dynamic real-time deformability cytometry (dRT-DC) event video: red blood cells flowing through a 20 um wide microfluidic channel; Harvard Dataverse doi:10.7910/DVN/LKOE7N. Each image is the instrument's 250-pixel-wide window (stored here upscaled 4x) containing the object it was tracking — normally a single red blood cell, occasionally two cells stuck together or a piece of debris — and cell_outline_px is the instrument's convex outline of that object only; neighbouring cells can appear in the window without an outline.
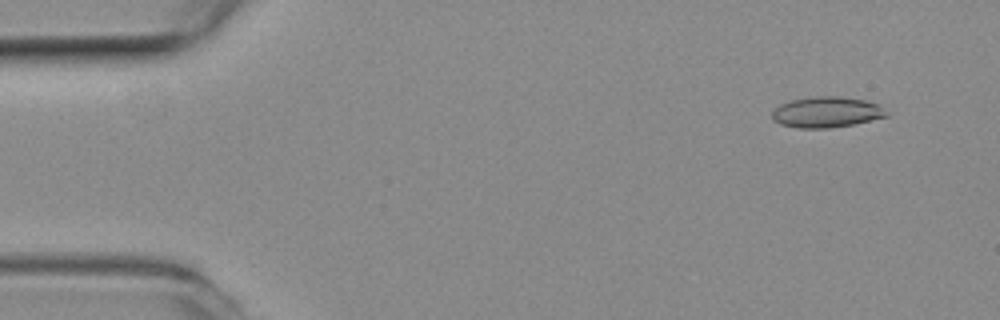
{"species": "common noctule bat (a hibernating species)", "species_latin": "Nyctalus noctula", "temperature_condition": "room temperature", "stored_images_in_passage": 27, "camera_frame_rate_fps": 3000, "um_per_image_px": 0.085, "animal": {"sex": "female", "body_mass_g": 19.3, "forearm_length_mm": 54.1}, "frame": {"image": 1, "passage_image": 4, "time_ms": 1.0, "image_size_px": [1000, 320], "cell_outline_px": [[888, 116], [852, 124], [828, 128], [796, 128], [780, 124], [772, 120], [772, 112], [780, 104], [792, 100], [816, 96], [840, 96], [864, 100], [876, 104]], "centroid_in_image_um": [70.18, 9.53], "position_along_channel_um": 14.8, "area_um2": 20.17}}
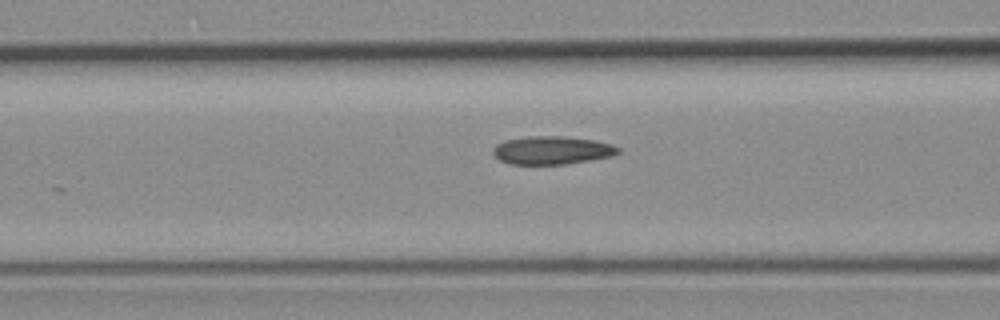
{"frame": {"image": 2, "passage_image": 21, "time_ms": 6.667, "image_size_px": [1000, 320], "cell_outline_px": [[620, 152], [612, 156], [564, 164], [508, 164], [500, 160], [492, 152], [492, 148], [496, 144], [504, 140], [528, 136], [564, 136], [596, 140], [612, 144], [620, 148]], "centroid_in_image_um": [46.91, 12.76], "position_along_channel_um": 119.7, "area_um2": 20.63}}
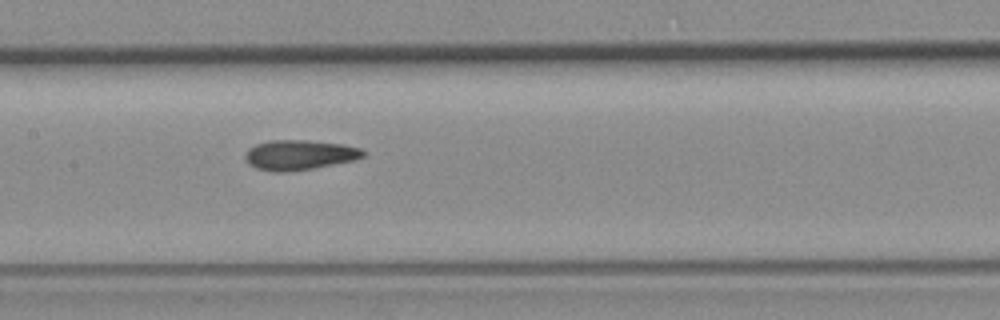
{"frame": {"image": 3, "passage_image": 26, "time_ms": 8.333, "image_size_px": [1000, 320], "cell_outline_px": [[368, 152], [364, 156], [356, 160], [312, 168], [288, 172], [272, 172], [256, 168], [248, 164], [244, 156], [248, 148], [256, 144], [268, 140], [304, 140], [344, 144], [360, 148]], "centroid_in_image_um": [25.45, 13.17], "position_along_channel_um": 182.0, "area_um2": 20.81}}